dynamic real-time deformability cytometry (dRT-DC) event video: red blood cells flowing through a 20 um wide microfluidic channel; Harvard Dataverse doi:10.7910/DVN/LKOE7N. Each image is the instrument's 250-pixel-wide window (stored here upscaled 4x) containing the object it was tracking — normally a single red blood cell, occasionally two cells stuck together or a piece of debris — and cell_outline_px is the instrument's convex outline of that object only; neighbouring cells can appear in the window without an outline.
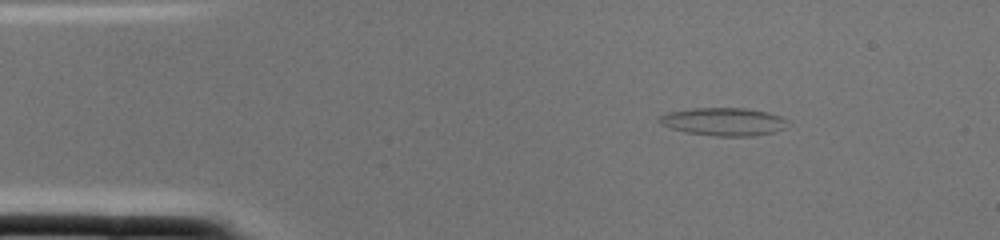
{"species": "common noctule bat (a hibernating species)", "species_latin": "Nyctalus noctula", "temperature_condition": "cold", "stored_images_in_passage": 1, "camera_frame_rate_fps": 3000, "um_per_image_px": 0.085, "animal": {"sex": "female", "body_mass_g": 22.0, "forearm_length_mm": 56.7}, "frame": {"image": 1, "passage_image": 1, "time_ms": 0.0, "image_size_px": [1000, 240], "cell_outline_px": [[788, 120], [784, 128], [776, 132], [752, 136], [712, 136], [688, 132], [672, 128], [660, 124], [656, 120], [660, 116], [668, 112], [692, 108], [744, 108], [768, 112], [780, 116]], "centroid_in_image_um": [61.51, 10.34], "position_along_channel_um": 23.5, "area_um2": 20.92}}